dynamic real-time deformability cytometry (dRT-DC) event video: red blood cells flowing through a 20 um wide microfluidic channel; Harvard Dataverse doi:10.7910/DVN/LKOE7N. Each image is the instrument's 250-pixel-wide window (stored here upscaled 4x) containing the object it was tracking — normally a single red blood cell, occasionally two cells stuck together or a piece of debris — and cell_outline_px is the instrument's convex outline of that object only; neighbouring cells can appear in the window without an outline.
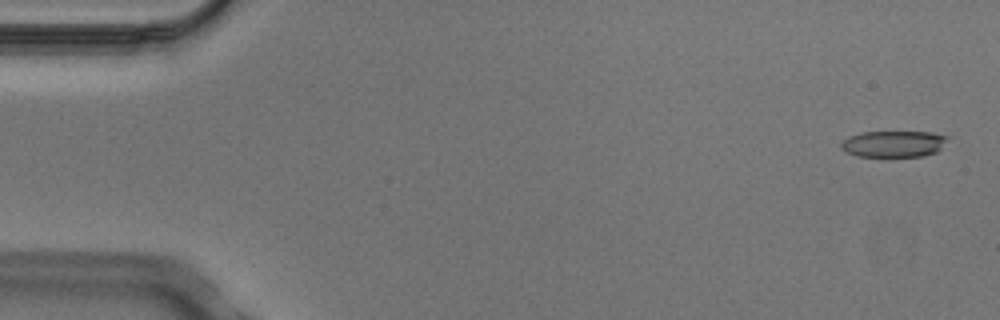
{"species": "Egyptian fruit bat (a non-hibernating species)", "species_latin": "Rousettus aegyptiacus", "temperature_condition": "cold", "stored_images_in_passage": 4, "camera_frame_rate_fps": 3000, "um_per_image_px": 0.085, "animal": {"sex": "male"}, "frame": {"image": 1, "passage_image": 1, "time_ms": 0.0, "image_size_px": [1000, 320], "cell_outline_px": [[948, 136], [940, 148], [936, 152], [924, 156], [856, 156], [840, 148], [840, 144], [848, 136], [860, 132], [932, 132]], "centroid_in_image_um": [75.92, 12.22], "position_along_channel_um": 9.1, "area_um2": 16.24}}
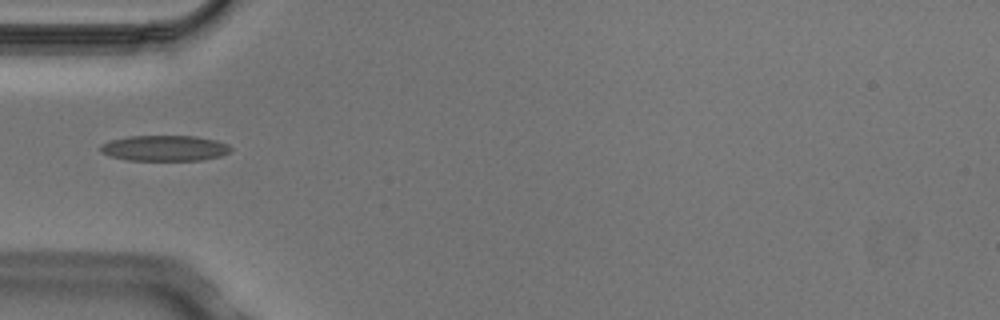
{"frame": {"image": 2, "passage_image": 4, "time_ms": 1.0, "image_size_px": [1000, 320], "cell_outline_px": [[232, 148], [228, 152], [220, 156], [200, 160], [128, 160], [108, 156], [100, 152], [100, 144], [112, 140], [128, 136], [196, 136], [216, 140], [228, 144]], "centroid_in_image_um": [13.96, 12.59], "position_along_channel_um": 71.0, "area_um2": 19.48}}